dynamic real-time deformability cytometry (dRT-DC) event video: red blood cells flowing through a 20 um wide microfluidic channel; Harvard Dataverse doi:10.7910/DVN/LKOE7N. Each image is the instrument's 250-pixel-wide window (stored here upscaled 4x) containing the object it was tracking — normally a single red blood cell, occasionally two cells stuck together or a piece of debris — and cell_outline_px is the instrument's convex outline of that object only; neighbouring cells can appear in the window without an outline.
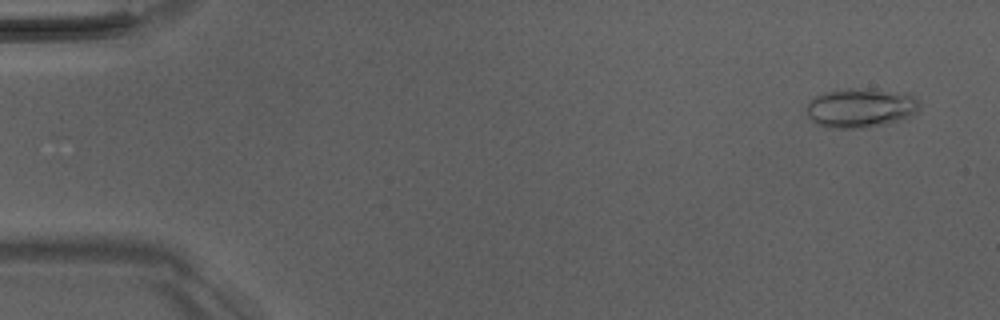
{"species": "Egyptian fruit bat (a non-hibernating species)", "species_latin": "Rousettus aegyptiacus", "temperature_condition": "room temperature", "stored_images_in_passage": 7, "camera_frame_rate_fps": 3000, "um_per_image_px": 0.085, "animal": {"sex": "male"}, "frame": {"image": 1, "passage_image": 1, "time_ms": 0.0, "image_size_px": [1000, 320], "cell_outline_px": [[920, 108], [912, 116], [900, 120], [884, 124], [864, 128], [824, 128], [816, 124], [808, 116], [808, 104], [816, 96], [828, 92], [848, 88], [852, 88], [912, 92], [916, 96], [920, 104]], "centroid_in_image_um": [73.23, 9.17], "position_along_channel_um": 11.8, "area_um2": 26.13}}